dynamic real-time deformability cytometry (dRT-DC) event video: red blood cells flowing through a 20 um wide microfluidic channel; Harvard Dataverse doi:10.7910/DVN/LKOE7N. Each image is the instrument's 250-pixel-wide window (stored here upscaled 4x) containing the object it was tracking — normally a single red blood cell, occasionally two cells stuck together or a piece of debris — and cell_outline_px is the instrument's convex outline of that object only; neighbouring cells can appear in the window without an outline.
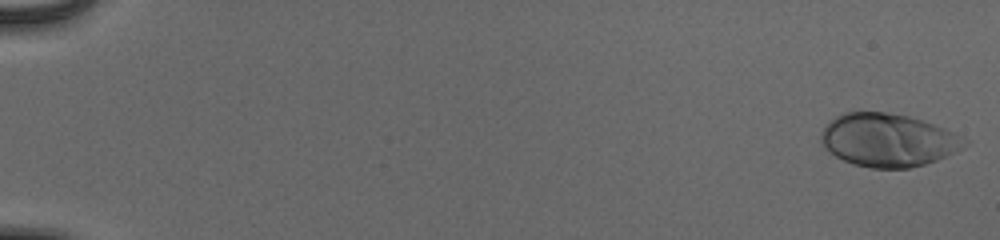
{"species": "human", "species_latin": "Homo sapiens", "temperature_condition": "cold", "stored_images_in_passage": 46, "camera_frame_rate_fps": 3000, "um_per_image_px": 0.085, "donor": {"sex": "male"}, "frame": {"image": 1, "passage_image": 1, "time_ms": 0.0, "image_size_px": [1000, 240], "cell_outline_px": [[972, 140], [968, 144], [936, 160], [924, 164], [908, 168], [872, 168], [852, 164], [828, 152], [824, 148], [820, 140], [820, 132], [836, 116], [844, 112], [888, 112], [908, 116], [944, 128], [964, 136]], "centroid_in_image_um": [75.47, 11.91], "position_along_channel_um": 9.5, "area_um2": 44.27}, "authors_computed_cell_mechanics": {"area_um2": 39.7375, "velocity_mm_per_s": 3.8265, "shape_relaxation_time_tau1_ms": 2.3116, "shape_relaxation_time_tau2_ms": null, "deformation_change_tau1": 0.1301, "deformation_change_tau2": null}}